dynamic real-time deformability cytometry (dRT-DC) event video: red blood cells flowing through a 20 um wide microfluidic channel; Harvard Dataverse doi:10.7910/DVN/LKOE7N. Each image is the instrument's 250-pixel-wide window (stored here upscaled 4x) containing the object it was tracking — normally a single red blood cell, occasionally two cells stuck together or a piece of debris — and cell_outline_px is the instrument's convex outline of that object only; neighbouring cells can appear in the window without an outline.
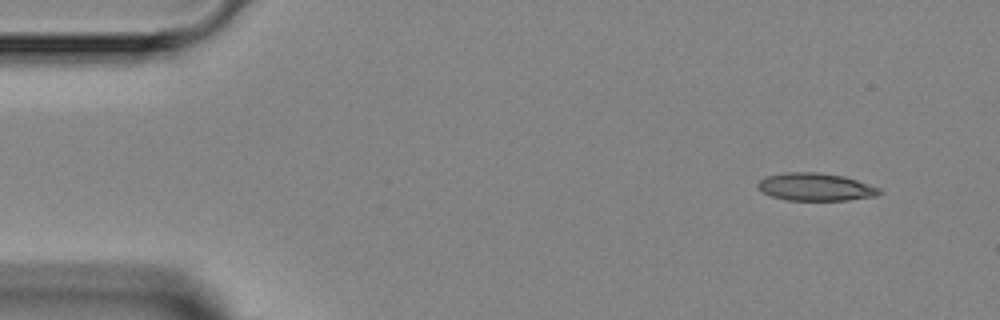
{"species": "Egyptian fruit bat (a non-hibernating species)", "species_latin": "Rousettus aegyptiacus", "temperature_condition": "room temperature", "stored_images_in_passage": 5, "segment_of_instrument_passage": [1, 2], "camera_frame_rate_fps": 3000, "um_per_image_px": 0.085, "animal": {"sex": "female"}, "frame": {"image": 1, "passage_image": 1, "time_ms": 0.0, "image_size_px": [1000, 320], "cell_outline_px": [[884, 192], [876, 196], [848, 200], [784, 200], [772, 196], [756, 188], [756, 184], [764, 176], [784, 172], [816, 172], [840, 176], [856, 180], [880, 188]], "centroid_in_image_um": [69.28, 15.89], "position_along_channel_um": 15.7, "area_um2": 19.65}}
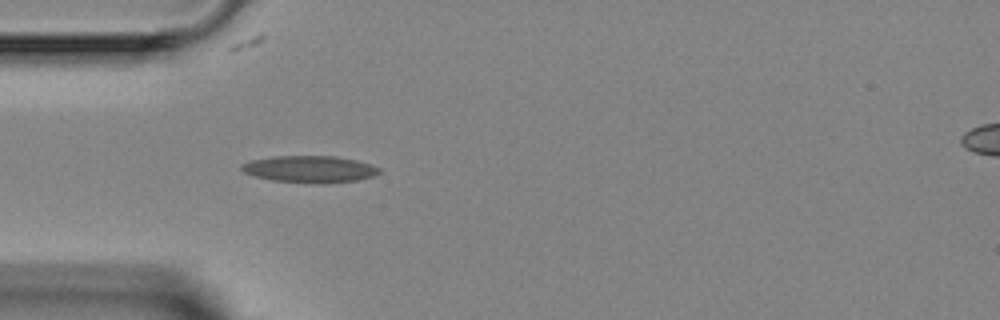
{"frame": {"image": 2, "passage_image": 4, "time_ms": 3.333, "image_size_px": [1000, 320], "cell_outline_px": [[380, 172], [372, 176], [356, 180], [324, 184], [320, 184], [272, 180], [256, 176], [244, 172], [240, 168], [240, 164], [252, 160], [276, 156], [336, 156], [356, 160], [372, 164], [380, 168]], "centroid_in_image_um": [26.34, 14.37], "position_along_channel_um": 58.7, "area_um2": 21.5}}